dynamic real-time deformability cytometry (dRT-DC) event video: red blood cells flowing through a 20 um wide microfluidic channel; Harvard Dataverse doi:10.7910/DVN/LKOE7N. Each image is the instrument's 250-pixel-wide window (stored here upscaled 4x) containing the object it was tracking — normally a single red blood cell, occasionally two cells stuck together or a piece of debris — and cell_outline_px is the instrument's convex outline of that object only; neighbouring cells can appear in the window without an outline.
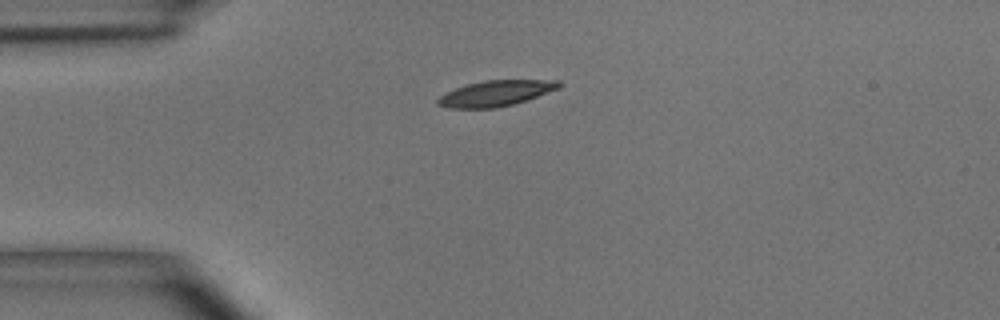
{"species": "common noctule bat (a hibernating species)", "species_latin": "Nyctalus noctula", "temperature_condition": "room temperature", "stored_images_in_passage": 2, "camera_frame_rate_fps": 3000, "um_per_image_px": 0.085, "animal": {"sex": "male", "body_mass_g": 15.6}, "frame": {"image": 1, "passage_image": 1, "time_ms": 0.0, "image_size_px": [1000, 320], "cell_outline_px": [[564, 84], [560, 88], [512, 104], [496, 108], [448, 108], [436, 104], [436, 100], [440, 96], [456, 88], [468, 84], [484, 80], [560, 80]], "centroid_in_image_um": [42.15, 7.92], "position_along_channel_um": 42.9, "area_um2": 17.98}}